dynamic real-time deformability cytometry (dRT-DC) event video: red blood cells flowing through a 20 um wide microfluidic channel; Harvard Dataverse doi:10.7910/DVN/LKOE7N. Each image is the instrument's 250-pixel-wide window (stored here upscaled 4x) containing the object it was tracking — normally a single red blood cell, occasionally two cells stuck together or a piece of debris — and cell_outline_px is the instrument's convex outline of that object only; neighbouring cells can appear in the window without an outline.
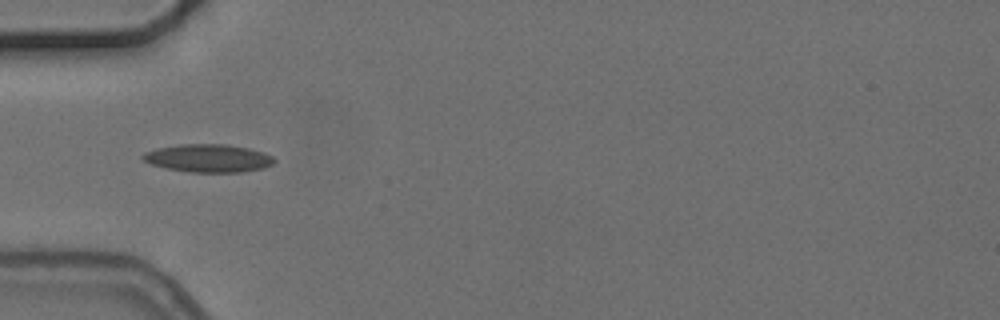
{"species": "common noctule bat (a hibernating species)", "species_latin": "Nyctalus noctula", "temperature_condition": "cold", "stored_images_in_passage": 2, "camera_frame_rate_fps": 3000, "um_per_image_px": 0.085, "animal": {"sex": "female", "body_mass_g": 24.6, "forearm_length_mm": 56.2}, "frame": {"image": 1, "passage_image": 2, "time_ms": 1.0, "image_size_px": [1000, 320], "cell_outline_px": [[276, 160], [272, 164], [264, 168], [240, 172], [188, 172], [168, 168], [152, 164], [144, 160], [140, 156], [144, 152], [156, 148], [180, 144], [224, 144], [248, 148], [264, 152], [272, 156]], "centroid_in_image_um": [17.71, 13.44], "position_along_channel_um": 67.3, "area_um2": 21.39}}